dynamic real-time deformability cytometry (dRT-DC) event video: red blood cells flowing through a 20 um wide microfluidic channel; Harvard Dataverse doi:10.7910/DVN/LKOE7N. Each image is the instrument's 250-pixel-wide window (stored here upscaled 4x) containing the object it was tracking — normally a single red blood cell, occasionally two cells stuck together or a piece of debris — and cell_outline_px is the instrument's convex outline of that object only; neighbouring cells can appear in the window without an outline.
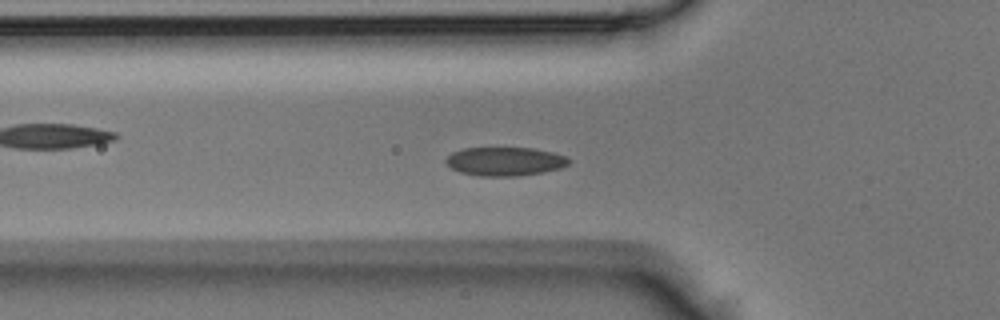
{"species": "Egyptian fruit bat (a non-hibernating species)", "species_latin": "Rousettus aegyptiacus", "temperature_condition": "room temperature", "stored_images_in_passage": 43, "camera_frame_rate_fps": 3000, "um_per_image_px": 0.085, "animal": {"sex": "male"}, "frame": {"image": 1, "passage_image": 13, "time_ms": 4.0, "image_size_px": [1000, 320], "cell_outline_px": [[572, 160], [568, 164], [560, 168], [544, 172], [516, 176], [480, 176], [460, 172], [452, 168], [444, 160], [452, 152], [464, 148], [532, 148], [552, 152], [564, 156]], "centroid_in_image_um": [42.92, 13.72], "position_along_channel_um": 82.9, "area_um2": 20.46}}
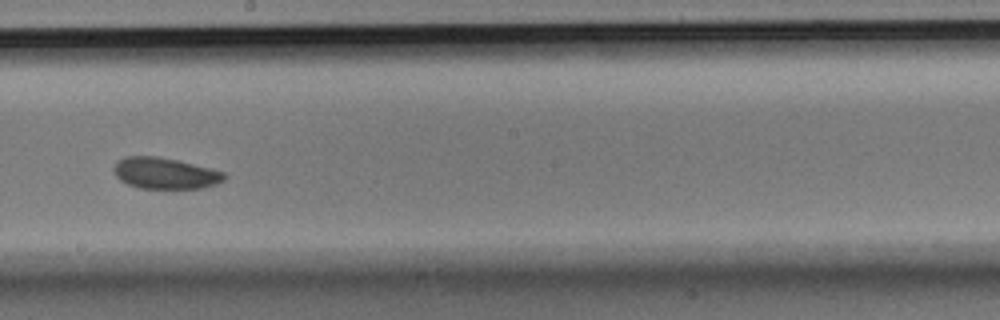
{"frame": {"image": 2, "passage_image": 23, "time_ms": 7.333, "image_size_px": [1000, 320], "cell_outline_px": [[228, 176], [224, 180], [216, 184], [200, 188], [140, 188], [128, 184], [120, 180], [116, 176], [112, 168], [116, 160], [124, 156], [156, 156], [176, 160], [224, 172]], "centroid_in_image_um": [13.98, 14.72], "position_along_channel_um": 234.2, "area_um2": 20.06}}
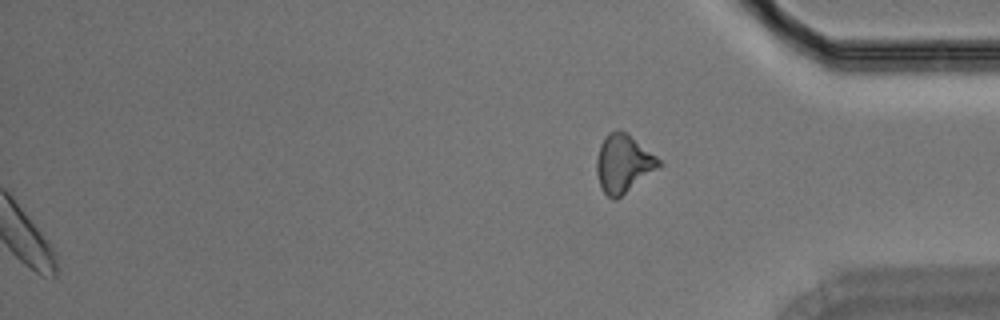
{"frame": {"image": 3, "passage_image": 43, "time_ms": 14.0, "image_size_px": [1000, 320], "cell_outline_px": [[664, 164], [616, 200], [612, 200], [604, 192], [600, 184], [596, 172], [596, 160], [600, 144], [604, 136], [608, 132], [628, 132], [656, 156]], "centroid_in_image_um": [52.99, 13.9], "position_along_channel_um": 382.2, "area_um2": 21.04}}